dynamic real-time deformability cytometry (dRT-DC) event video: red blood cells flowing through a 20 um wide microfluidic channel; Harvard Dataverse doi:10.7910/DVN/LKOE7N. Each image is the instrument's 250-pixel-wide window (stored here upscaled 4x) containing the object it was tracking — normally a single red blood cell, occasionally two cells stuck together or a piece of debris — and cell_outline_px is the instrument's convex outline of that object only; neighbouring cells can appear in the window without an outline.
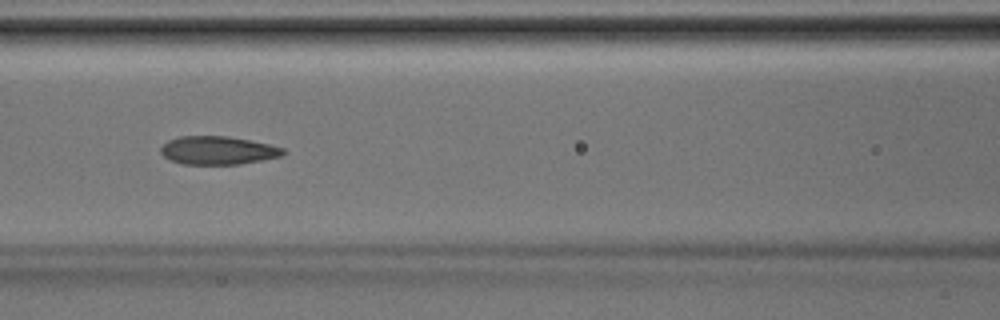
{"species": "Egyptian fruit bat (a non-hibernating species)", "species_latin": "Rousettus aegyptiacus", "temperature_condition": "room temperature", "stored_images_in_passage": 39, "camera_frame_rate_fps": 3000, "um_per_image_px": 0.085, "animal": {"sex": "male"}, "frame": {"image": 1, "passage_image": 17, "time_ms": 5.333, "image_size_px": [1000, 320], "cell_outline_px": [[284, 152], [280, 156], [240, 164], [180, 164], [168, 160], [160, 152], [160, 148], [168, 140], [180, 136], [228, 136], [268, 144], [284, 148]], "centroid_in_image_um": [18.45, 12.78], "position_along_channel_um": 148.1, "area_um2": 20.06}}
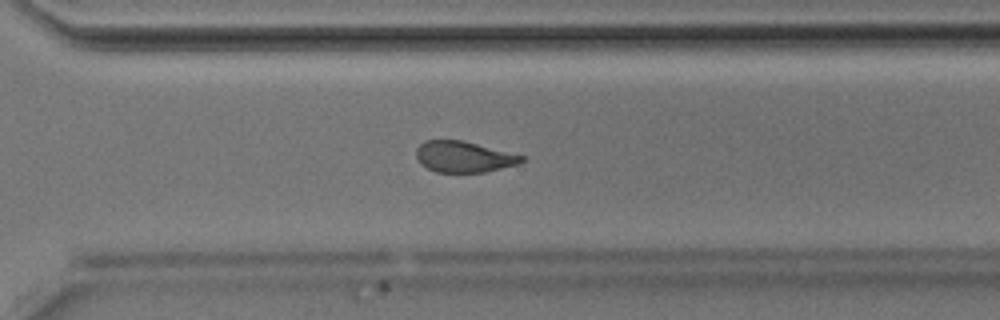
{"frame": {"image": 2, "passage_image": 28, "time_ms": 9.0, "image_size_px": [1000, 320], "cell_outline_px": [[524, 160], [520, 164], [484, 172], [436, 172], [420, 164], [416, 160], [416, 148], [424, 140], [464, 140], [524, 156]], "centroid_in_image_um": [39.4, 13.32], "position_along_channel_um": 331.2, "area_um2": 19.19}}